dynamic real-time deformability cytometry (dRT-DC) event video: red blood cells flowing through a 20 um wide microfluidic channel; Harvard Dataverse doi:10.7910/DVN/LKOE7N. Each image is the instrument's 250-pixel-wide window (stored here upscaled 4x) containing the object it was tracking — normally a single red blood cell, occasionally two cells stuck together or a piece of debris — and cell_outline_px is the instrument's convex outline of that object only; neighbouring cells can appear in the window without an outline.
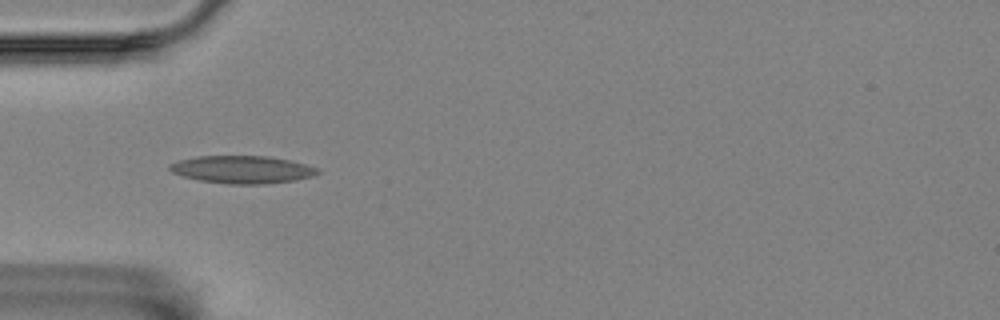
{"species": "Egyptian fruit bat (a non-hibernating species)", "species_latin": "Rousettus aegyptiacus", "temperature_condition": "room temperature", "stored_images_in_passage": 5, "camera_frame_rate_fps": 3000, "um_per_image_px": 0.085, "animal": {"sex": "female"}, "frame": {"image": 1, "passage_image": 4, "time_ms": 1.0, "image_size_px": [1000, 320], "cell_outline_px": [[320, 172], [312, 176], [292, 180], [264, 184], [228, 184], [200, 180], [184, 176], [172, 172], [168, 168], [172, 164], [180, 160], [196, 156], [268, 156], [288, 160], [320, 168]], "centroid_in_image_um": [20.6, 14.41], "position_along_channel_um": 64.4, "area_um2": 23.52}}
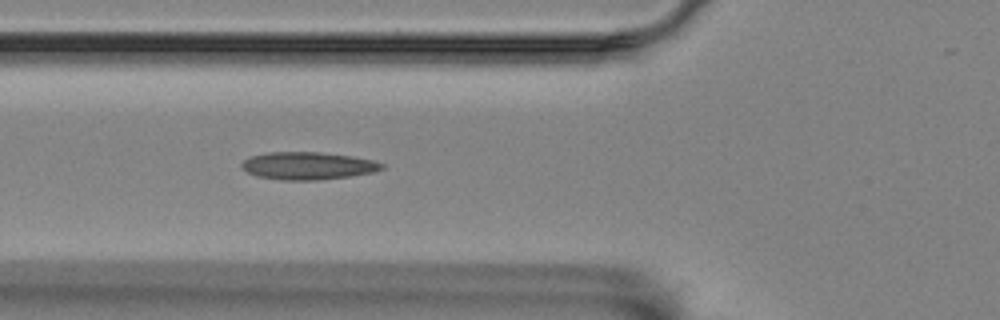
{"frame": {"image": 2, "passage_image": 5, "time_ms": 1.333, "image_size_px": [1000, 320], "cell_outline_px": [[384, 168], [372, 172], [348, 176], [316, 180], [280, 180], [256, 176], [248, 172], [240, 164], [248, 156], [268, 152], [320, 152], [352, 156], [372, 160], [384, 164]], "centroid_in_image_um": [26.13, 14.08], "position_along_channel_um": 99.7, "area_um2": 22.43}}